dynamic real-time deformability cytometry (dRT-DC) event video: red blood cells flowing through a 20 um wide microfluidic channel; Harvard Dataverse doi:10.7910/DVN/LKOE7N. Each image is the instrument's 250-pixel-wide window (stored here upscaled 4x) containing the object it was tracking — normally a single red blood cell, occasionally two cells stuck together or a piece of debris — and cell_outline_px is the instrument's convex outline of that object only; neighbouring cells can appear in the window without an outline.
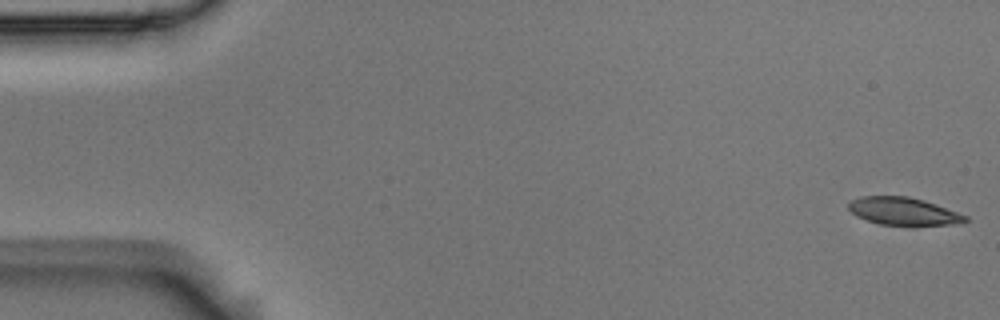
{"species": "Egyptian fruit bat (a non-hibernating species)", "species_latin": "Rousettus aegyptiacus", "temperature_condition": "room temperature", "stored_images_in_passage": 5, "camera_frame_rate_fps": 3000, "um_per_image_px": 0.085, "animal": {"sex": "male"}, "frame": {"image": 1, "passage_image": 1, "time_ms": 0.0, "image_size_px": [1000, 320], "cell_outline_px": [[968, 220], [952, 224], [912, 228], [880, 224], [856, 216], [848, 208], [848, 204], [852, 200], [860, 196], [908, 196], [924, 200], [936, 204], [968, 216]], "centroid_in_image_um": [76.81, 17.99], "position_along_channel_um": 8.2, "area_um2": 19.42}}
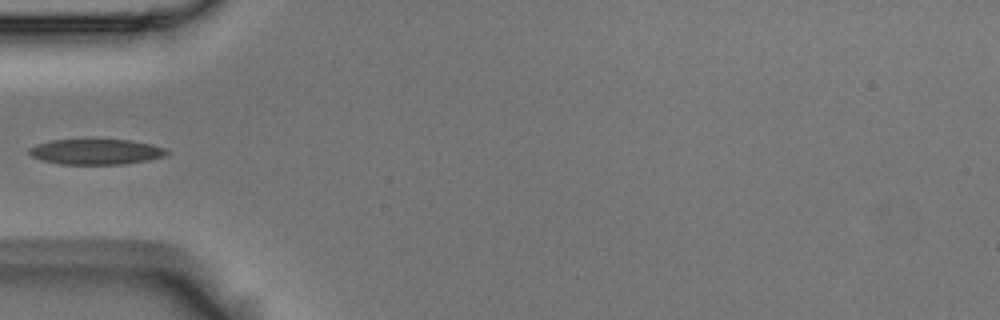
{"frame": {"image": 2, "passage_image": 5, "time_ms": 1.333, "image_size_px": [1000, 320], "cell_outline_px": [[168, 152], [164, 156], [148, 160], [120, 164], [60, 164], [40, 160], [32, 156], [28, 152], [28, 148], [36, 144], [52, 140], [92, 136], [132, 140], [152, 144], [168, 148]], "centroid_in_image_um": [8.14, 12.84], "position_along_channel_um": 76.9, "area_um2": 21.56}}